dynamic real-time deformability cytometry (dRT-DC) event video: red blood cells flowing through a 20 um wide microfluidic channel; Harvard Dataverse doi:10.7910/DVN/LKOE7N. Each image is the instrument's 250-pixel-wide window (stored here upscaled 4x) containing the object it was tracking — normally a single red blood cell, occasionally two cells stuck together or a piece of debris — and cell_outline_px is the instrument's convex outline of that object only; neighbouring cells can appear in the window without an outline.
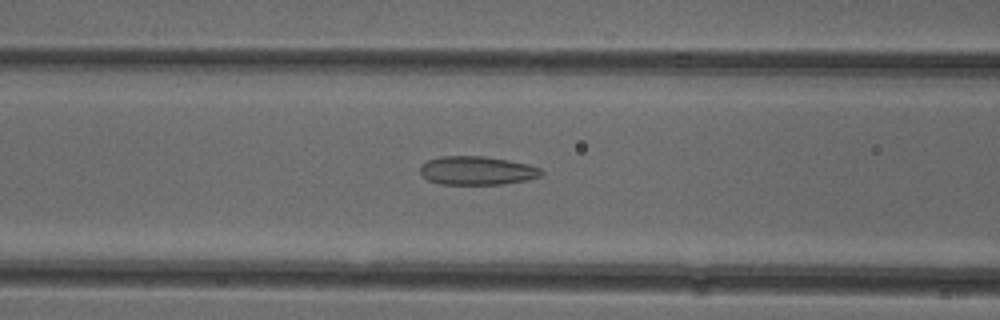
{"species": "common noctule bat (a hibernating species)", "species_latin": "Nyctalus noctula", "temperature_condition": "cold", "stored_images_in_passage": 51, "camera_frame_rate_fps": 3000, "um_per_image_px": 0.085, "animal": {"sex": "female"}, "frame": {"image": 1, "passage_image": 20, "time_ms": 6.333, "image_size_px": [1000, 320], "cell_outline_px": [[544, 172], [540, 176], [528, 180], [500, 184], [440, 184], [428, 180], [420, 172], [420, 164], [428, 160], [440, 156], [484, 156], [508, 160], [528, 164], [540, 168]], "centroid_in_image_um": [40.54, 14.49], "position_along_channel_um": 126.1, "area_um2": 20.23}}
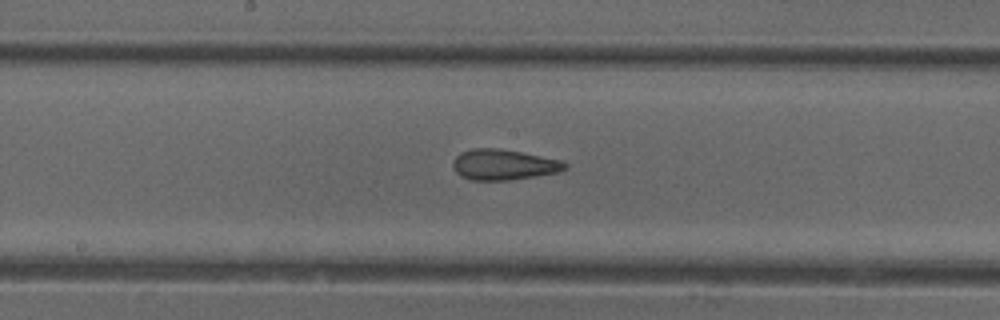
{"frame": {"image": 2, "passage_image": 26, "time_ms": 8.333, "image_size_px": [1000, 320], "cell_outline_px": [[568, 168], [556, 172], [508, 180], [472, 180], [460, 176], [456, 172], [452, 164], [452, 160], [460, 152], [472, 148], [500, 148], [560, 160], [568, 164]], "centroid_in_image_um": [42.75, 13.98], "position_along_channel_um": 205.4, "area_um2": 19.83}}
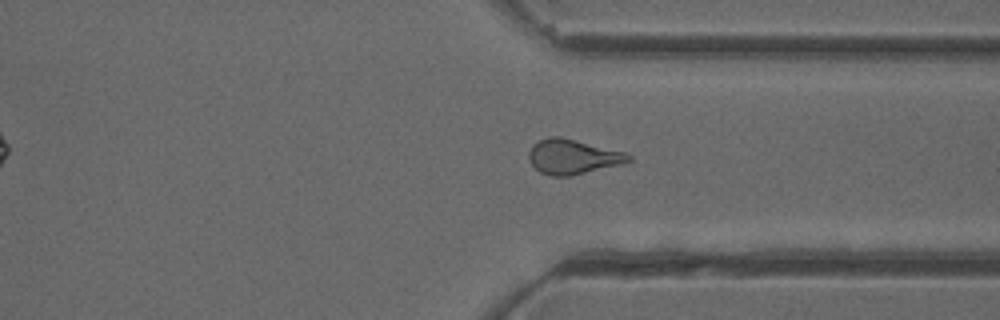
{"frame": {"image": 3, "passage_image": 38, "time_ms": 12.333, "image_size_px": [1000, 320], "cell_outline_px": [[632, 160], [620, 164], [572, 176], [552, 176], [540, 172], [532, 164], [528, 156], [528, 152], [532, 144], [548, 136], [560, 136], [628, 152], [632, 156]], "centroid_in_image_um": [48.7, 13.31], "position_along_channel_um": 362.7, "area_um2": 20.4}, "authors_computed_cell_mechanics": {"area_um2": 20.3456, "velocity_mm_per_s": 3.951, "shape_relaxation_time_tau1_ms": null, "shape_relaxation_time_tau2_ms": 1.7819, "deformation_change_tau1": null, "deformation_change_tau2": 0.1057}}